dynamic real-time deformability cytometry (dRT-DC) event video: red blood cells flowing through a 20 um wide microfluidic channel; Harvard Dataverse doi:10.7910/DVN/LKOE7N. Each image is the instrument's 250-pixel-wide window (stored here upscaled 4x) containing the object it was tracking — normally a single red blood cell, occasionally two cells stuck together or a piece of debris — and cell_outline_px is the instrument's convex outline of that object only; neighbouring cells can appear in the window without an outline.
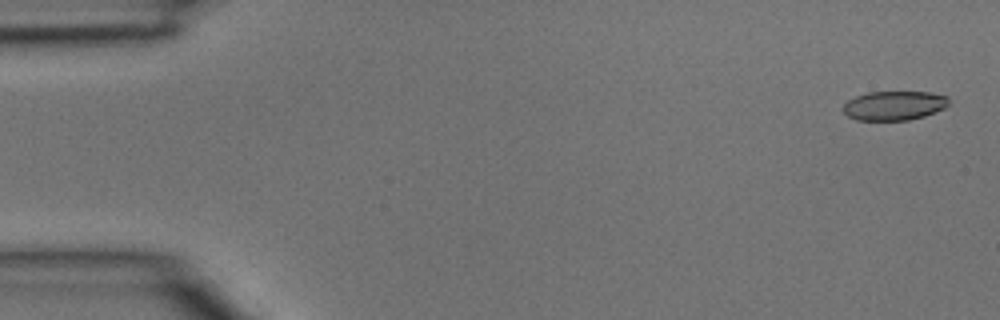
{"species": "common noctule bat (a hibernating species)", "species_latin": "Nyctalus noctula", "temperature_condition": "room temperature", "stored_images_in_passage": 4, "camera_frame_rate_fps": 3000, "um_per_image_px": 0.085, "animal": {"sex": "male", "body_mass_g": 15.6}, "frame": {"image": 1, "passage_image": 1, "time_ms": 0.0, "image_size_px": [1000, 320], "cell_outline_px": [[948, 104], [944, 108], [924, 116], [908, 120], [856, 120], [848, 116], [844, 112], [844, 104], [848, 100], [856, 96], [868, 92], [928, 92], [948, 96]], "centroid_in_image_um": [76.0, 8.97], "position_along_channel_um": 9.0, "area_um2": 17.86}}
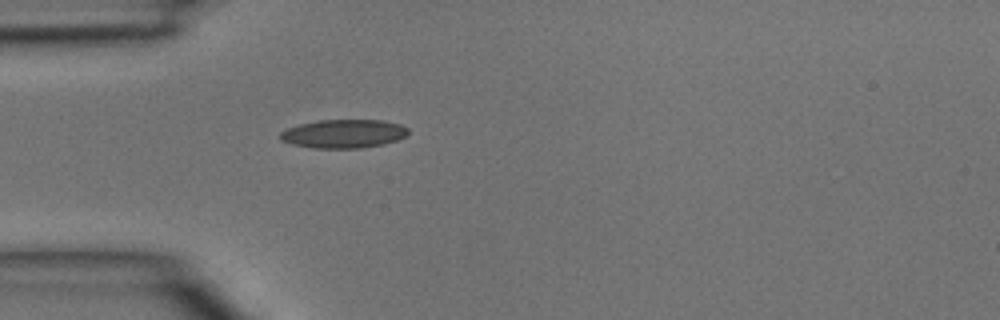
{"frame": {"image": 2, "passage_image": 4, "time_ms": 1.0, "image_size_px": [1000, 320], "cell_outline_px": [[408, 132], [404, 136], [396, 140], [380, 144], [360, 148], [316, 148], [292, 144], [280, 140], [280, 132], [288, 128], [300, 124], [320, 120], [384, 120], [400, 124], [408, 128]], "centroid_in_image_um": [29.19, 11.36], "position_along_channel_um": 55.8, "area_um2": 21.1}}